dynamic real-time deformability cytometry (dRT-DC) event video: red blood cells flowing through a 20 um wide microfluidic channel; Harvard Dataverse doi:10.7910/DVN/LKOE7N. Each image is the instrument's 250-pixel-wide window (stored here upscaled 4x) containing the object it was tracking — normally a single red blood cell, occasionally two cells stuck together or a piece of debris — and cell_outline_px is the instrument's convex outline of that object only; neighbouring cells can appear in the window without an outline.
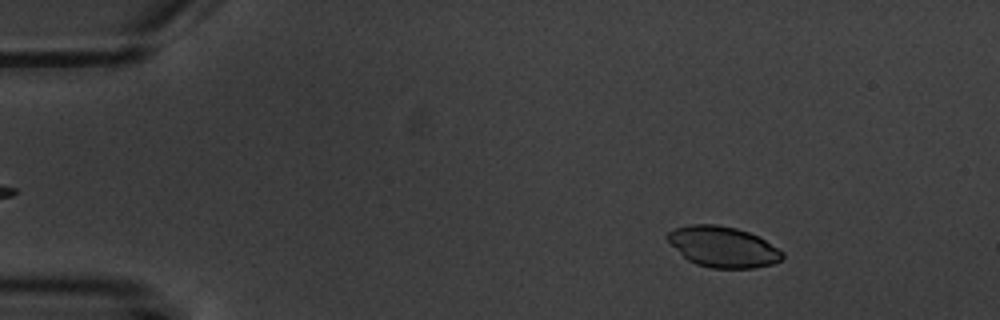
{"species": "common noctule bat (a hibernating species)", "species_latin": "Nyctalus noctula", "temperature_condition": "warm", "stored_images_in_passage": 7, "camera_frame_rate_fps": 3000, "um_per_image_px": 0.085, "animal": {"sex": "male", "body_mass_g": 20.1, "forearm_length_mm": 53.5}, "frame": {"image": 1, "passage_image": 2, "time_ms": 1.0, "image_size_px": [1000, 320], "cell_outline_px": [[784, 256], [780, 260], [772, 264], [752, 268], [712, 268], [696, 264], [688, 260], [664, 236], [668, 232], [676, 228], [688, 224], [716, 224], [736, 228], [748, 232], [764, 240], [784, 252]], "centroid_in_image_um": [61.44, 20.97], "position_along_channel_um": 23.6, "area_um2": 26.99}}